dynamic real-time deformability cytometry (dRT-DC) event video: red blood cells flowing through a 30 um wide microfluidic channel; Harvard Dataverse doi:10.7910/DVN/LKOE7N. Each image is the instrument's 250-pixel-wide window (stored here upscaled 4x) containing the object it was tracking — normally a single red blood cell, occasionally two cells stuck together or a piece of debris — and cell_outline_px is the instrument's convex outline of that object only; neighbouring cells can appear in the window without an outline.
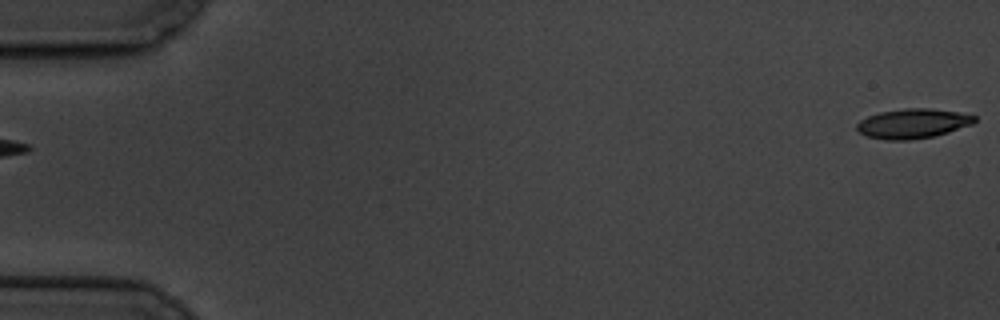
{"species": "common noctule bat (a hibernating species)", "species_latin": "Nyctalus noctula", "temperature_condition": "cold", "stored_images_in_passage": 6, "segment_of_instrument_passage": [2, 2], "camera_frame_rate_fps": 3000, "um_per_image_px": 0.085, "animal": {"sex": "male", "body_mass_g": 19.5, "forearm_length_mm": 54.6}, "frame": {"image": 1, "passage_image": 6, "time_ms": 5.667, "image_size_px": [1000, 320], "cell_outline_px": [[976, 120], [972, 124], [936, 136], [908, 140], [888, 140], [868, 136], [860, 132], [856, 128], [856, 124], [860, 120], [868, 116], [880, 112], [904, 108], [932, 108], [960, 112], [976, 116]], "centroid_in_image_um": [77.61, 10.49], "position_along_channel_um": 7.4, "area_um2": 20.35}}